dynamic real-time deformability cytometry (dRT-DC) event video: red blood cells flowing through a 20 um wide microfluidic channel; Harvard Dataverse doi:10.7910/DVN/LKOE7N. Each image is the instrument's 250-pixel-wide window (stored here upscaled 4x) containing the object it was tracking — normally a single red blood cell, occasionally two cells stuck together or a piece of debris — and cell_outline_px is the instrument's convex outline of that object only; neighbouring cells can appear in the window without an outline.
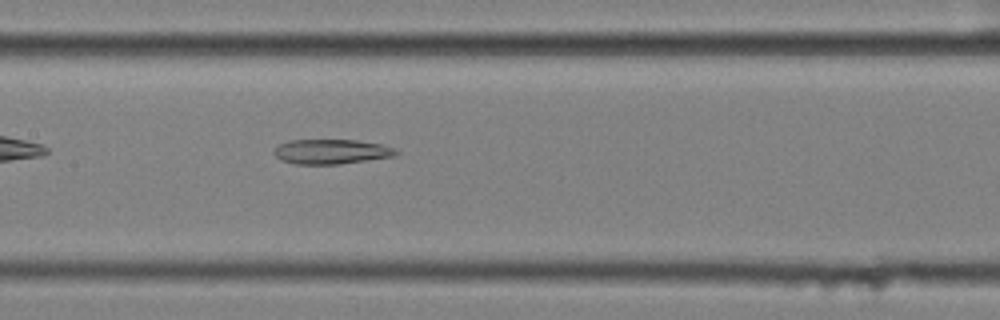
{"species": "common noctule bat (a hibernating species)", "species_latin": "Nyctalus noctula", "temperature_condition": "cold", "stored_images_in_passage": 42, "camera_frame_rate_fps": 3000, "um_per_image_px": 0.085, "animal": {"sex": "female", "body_mass_g": 25.1}, "frame": {"image": 1, "passage_image": 13, "time_ms": 4.0, "image_size_px": [1000, 320], "cell_outline_px": [[400, 152], [396, 156], [340, 164], [296, 164], [280, 160], [272, 152], [280, 144], [288, 140], [356, 140], [380, 144], [396, 148]], "centroid_in_image_um": [28.19, 12.89], "position_along_channel_um": 179.2, "area_um2": 17.69}}
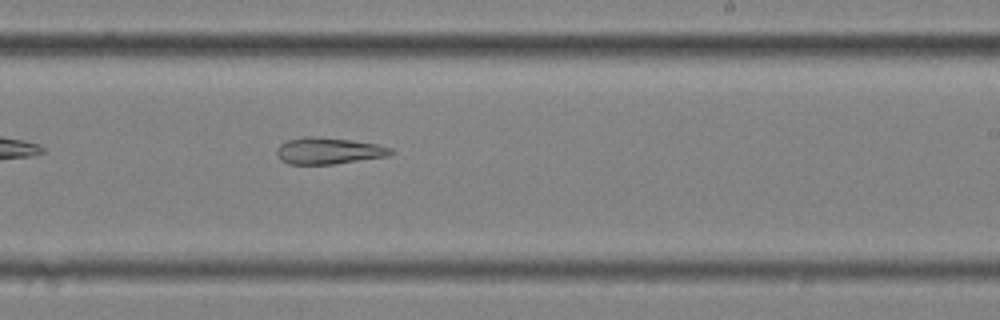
{"frame": {"image": 2, "passage_image": 20, "time_ms": 6.333, "image_size_px": [1000, 320], "cell_outline_px": [[396, 152], [388, 156], [332, 164], [288, 164], [280, 160], [276, 156], [276, 148], [280, 144], [288, 140], [304, 136], [312, 136], [352, 140], [376, 144], [392, 148]], "centroid_in_image_um": [27.9, 12.82], "position_along_channel_um": 261.1, "area_um2": 17.74}}
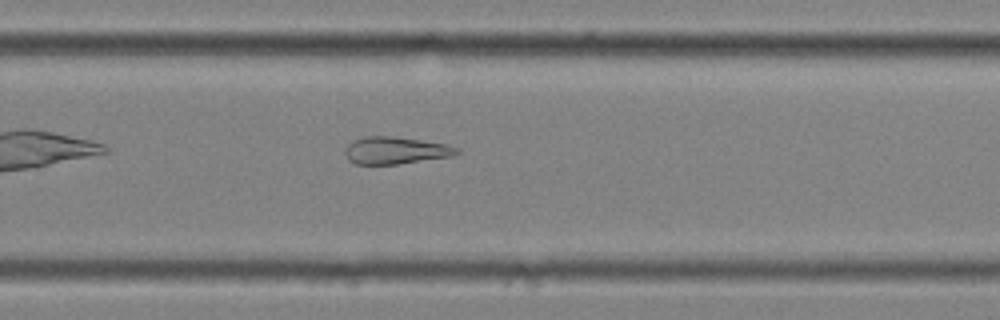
{"frame": {"image": 3, "passage_image": 23, "time_ms": 7.333, "image_size_px": [1000, 320], "cell_outline_px": [[460, 152], [452, 156], [400, 164], [356, 164], [348, 160], [344, 152], [344, 148], [352, 140], [364, 136], [392, 136], [448, 144], [460, 148]], "centroid_in_image_um": [33.61, 12.78], "position_along_channel_um": 296.2, "area_um2": 17.92}}